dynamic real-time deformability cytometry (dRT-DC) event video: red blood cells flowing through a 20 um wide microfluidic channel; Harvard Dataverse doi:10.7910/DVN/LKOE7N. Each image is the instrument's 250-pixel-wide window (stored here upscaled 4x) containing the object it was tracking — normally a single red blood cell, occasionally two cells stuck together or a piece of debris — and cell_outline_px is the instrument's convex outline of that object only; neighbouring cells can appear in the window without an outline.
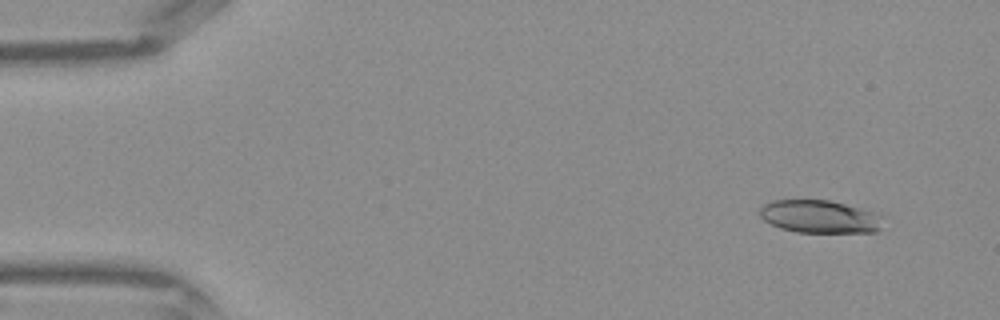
{"species": "Egyptian fruit bat (a non-hibernating species)", "species_latin": "Rousettus aegyptiacus", "temperature_condition": "warm", "stored_images_in_passage": 43, "camera_frame_rate_fps": 3000, "um_per_image_px": 0.085, "frame": {"image": 1, "passage_image": 4, "time_ms": 1.0, "image_size_px": [1000, 320], "cell_outline_px": [[880, 228], [876, 232], [796, 232], [780, 228], [764, 220], [760, 216], [760, 208], [764, 204], [772, 200], [828, 200], [844, 204], [872, 212], [880, 216]], "centroid_in_image_um": [69.61, 18.41], "position_along_channel_um": 15.4, "area_um2": 23.18}}
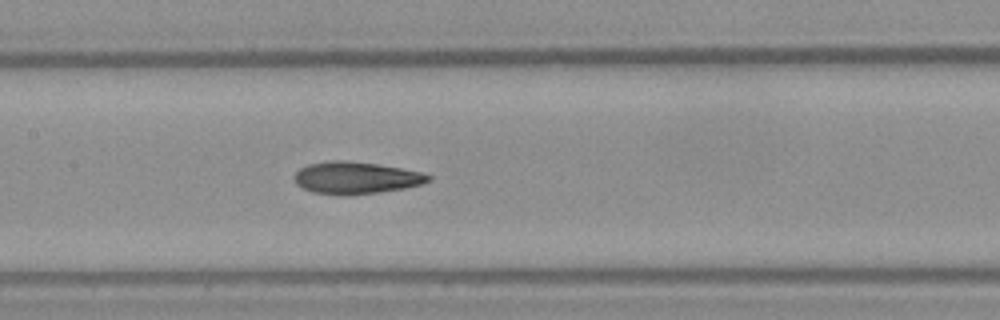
{"frame": {"image": 2, "passage_image": 21, "time_ms": 6.667, "image_size_px": [1000, 320], "cell_outline_px": [[432, 180], [424, 184], [404, 188], [380, 192], [312, 192], [296, 184], [292, 180], [292, 176], [300, 168], [308, 164], [332, 160], [348, 160], [376, 164], [400, 168], [420, 172], [432, 176]], "centroid_in_image_um": [30.26, 15.07], "position_along_channel_um": 177.1, "area_um2": 24.33}}
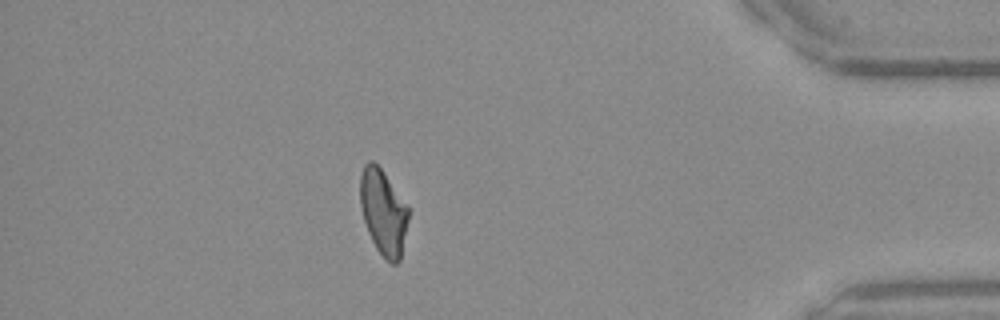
{"frame": {"image": 3, "passage_image": 38, "time_ms": 12.333, "image_size_px": [1000, 320], "cell_outline_px": [[408, 220], [400, 260], [396, 264], [392, 264], [376, 248], [368, 232], [364, 220], [360, 204], [360, 176], [364, 164], [368, 160], [372, 160], [380, 168], [408, 204]], "centroid_in_image_um": [32.58, 18.0], "position_along_channel_um": 402.6, "area_um2": 23.87}}